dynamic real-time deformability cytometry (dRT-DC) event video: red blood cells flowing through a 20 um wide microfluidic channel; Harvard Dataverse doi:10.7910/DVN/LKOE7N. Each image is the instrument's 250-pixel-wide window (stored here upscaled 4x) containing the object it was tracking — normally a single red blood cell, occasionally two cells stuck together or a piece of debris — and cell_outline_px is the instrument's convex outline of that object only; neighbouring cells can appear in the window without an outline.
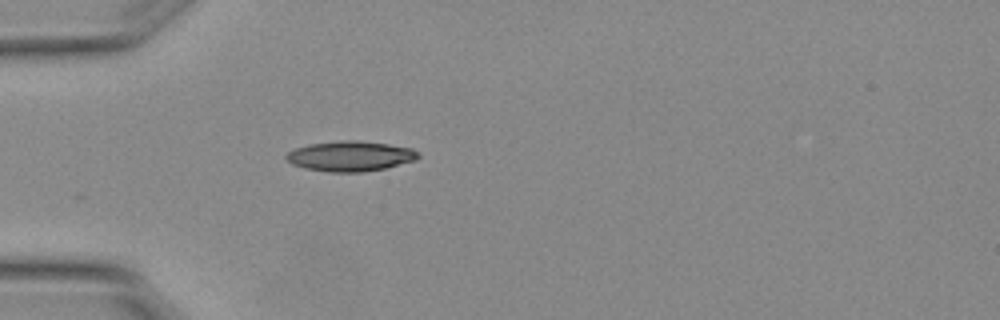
{"species": "Egyptian fruit bat (a non-hibernating species)", "species_latin": "Rousettus aegyptiacus", "temperature_condition": "warm", "stored_images_in_passage": 1, "camera_frame_rate_fps": 3000, "um_per_image_px": 0.085, "animal": {"sex": "female"}, "frame": {"image": 1, "passage_image": 1, "time_ms": 0.0, "image_size_px": [1000, 320], "cell_outline_px": [[420, 156], [416, 160], [384, 168], [364, 172], [328, 172], [304, 168], [292, 164], [284, 156], [288, 152], [296, 148], [308, 144], [340, 140], [356, 140], [388, 144], [412, 148], [420, 152]], "centroid_in_image_um": [29.78, 13.27], "position_along_channel_um": 55.2, "area_um2": 23.29}}